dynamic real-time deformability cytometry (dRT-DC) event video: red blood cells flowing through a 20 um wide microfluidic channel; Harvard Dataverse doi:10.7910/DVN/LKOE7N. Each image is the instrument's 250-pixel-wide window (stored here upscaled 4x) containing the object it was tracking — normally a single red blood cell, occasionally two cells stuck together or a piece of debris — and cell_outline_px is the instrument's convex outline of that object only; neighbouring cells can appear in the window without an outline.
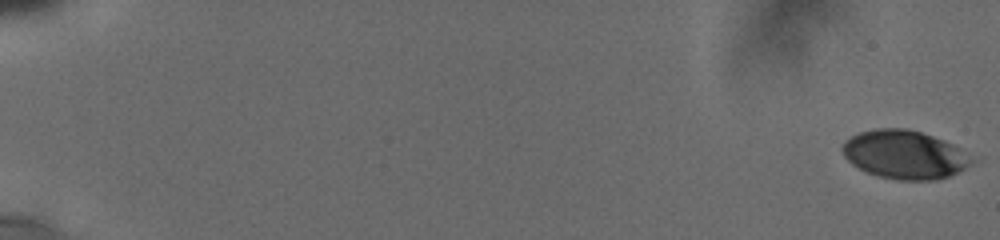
{"species": "human", "species_latin": "Homo sapiens", "temperature_condition": "cold", "stored_images_in_passage": 9, "camera_frame_rate_fps": 3000, "um_per_image_px": 0.085, "donor": {"sex": "male"}, "frame": {"image": 1, "passage_image": 1, "time_ms": 0.0, "image_size_px": [1000, 240], "cell_outline_px": [[976, 160], [964, 168], [948, 176], [936, 180], [896, 180], [876, 176], [852, 164], [844, 156], [840, 148], [844, 140], [860, 132], [876, 128], [904, 128], [920, 132], [932, 136], [952, 144]], "centroid_in_image_um": [76.84, 13.14], "position_along_channel_um": 8.2, "area_um2": 36.36}}
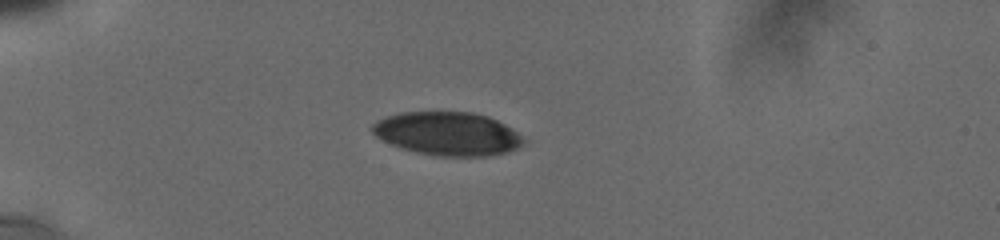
{"frame": {"image": 2, "passage_image": 6, "time_ms": 5.667, "image_size_px": [1000, 240], "cell_outline_px": [[528, 140], [524, 144], [516, 148], [504, 152], [484, 156], [440, 156], [416, 152], [392, 144], [376, 136], [372, 132], [372, 124], [376, 120], [400, 112], [472, 112], [488, 116], [512, 128]], "centroid_in_image_um": [38.07, 11.35], "position_along_channel_um": 46.9, "area_um2": 38.09}}